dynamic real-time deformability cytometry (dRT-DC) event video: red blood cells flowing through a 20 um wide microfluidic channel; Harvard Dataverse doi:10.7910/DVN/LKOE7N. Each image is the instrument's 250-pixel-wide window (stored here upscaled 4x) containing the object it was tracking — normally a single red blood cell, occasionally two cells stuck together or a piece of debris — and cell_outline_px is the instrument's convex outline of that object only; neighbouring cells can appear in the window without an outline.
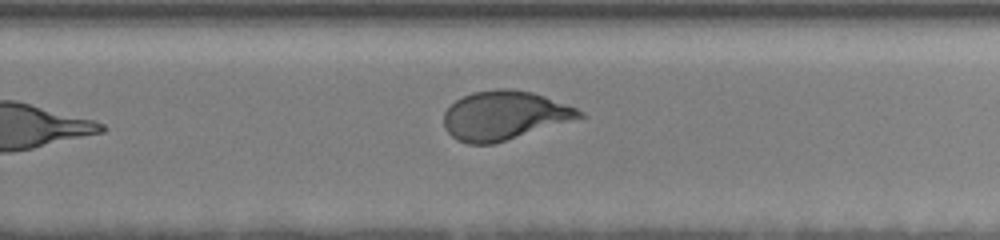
{"species": "human", "species_latin": "Homo sapiens", "temperature_condition": "room temperature", "stored_images_in_passage": 15, "camera_frame_rate_fps": 3000, "um_per_image_px": 0.085, "donor": {"sex": "female"}, "frame": {"image": 1, "passage_image": 9, "time_ms": 7.333, "image_size_px": [1000, 240], "cell_outline_px": [[584, 116], [492, 144], [468, 144], [456, 140], [444, 128], [444, 112], [456, 100], [472, 92], [496, 88], [508, 88], [532, 92], [544, 96], [576, 108], [584, 112]], "centroid_in_image_um": [42.8, 9.8], "position_along_channel_um": 287.0, "area_um2": 38.09}}
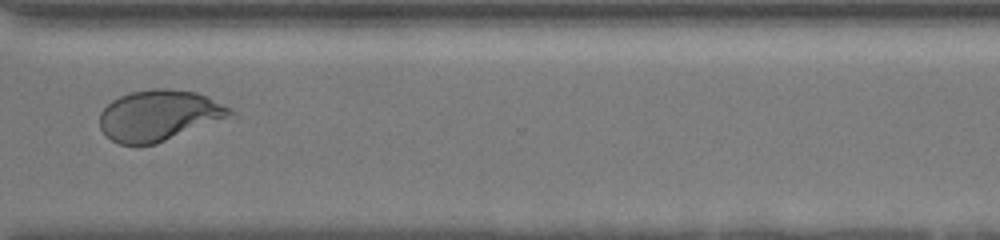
{"frame": {"image": 2, "passage_image": 11, "time_ms": 9.333, "image_size_px": [1000, 240], "cell_outline_px": [[236, 116], [156, 144], [120, 144], [112, 140], [100, 128], [100, 112], [112, 100], [120, 96], [132, 92], [152, 88], [168, 88], [196, 92], [208, 96], [232, 108], [236, 112]], "centroid_in_image_um": [13.6, 9.8], "position_along_channel_um": 357.0, "area_um2": 39.02}}